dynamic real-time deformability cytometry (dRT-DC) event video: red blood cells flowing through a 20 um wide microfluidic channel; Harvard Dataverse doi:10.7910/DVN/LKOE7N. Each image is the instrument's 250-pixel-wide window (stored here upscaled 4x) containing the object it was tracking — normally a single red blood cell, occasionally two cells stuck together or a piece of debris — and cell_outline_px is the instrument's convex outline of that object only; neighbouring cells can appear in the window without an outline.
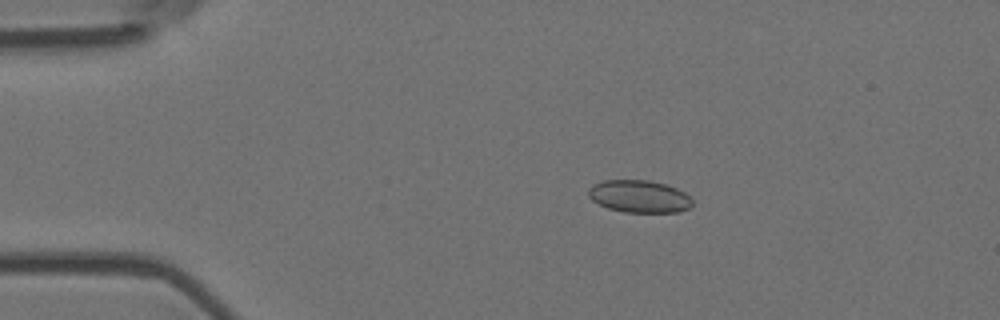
{"species": "Egyptian fruit bat (a non-hibernating species)", "species_latin": "Rousettus aegyptiacus", "temperature_condition": "room temperature", "stored_images_in_passage": 8, "camera_frame_rate_fps": 3000, "um_per_image_px": 0.085, "animal": {"sex": "female"}, "frame": {"image": 1, "passage_image": 4, "time_ms": 1.0, "image_size_px": [1000, 320], "cell_outline_px": [[692, 204], [688, 208], [680, 212], [624, 212], [608, 208], [592, 200], [588, 196], [588, 188], [592, 184], [604, 180], [648, 180], [664, 184], [676, 188], [684, 192], [692, 200]], "centroid_in_image_um": [54.31, 16.69], "position_along_channel_um": 30.7, "area_um2": 19.59}}
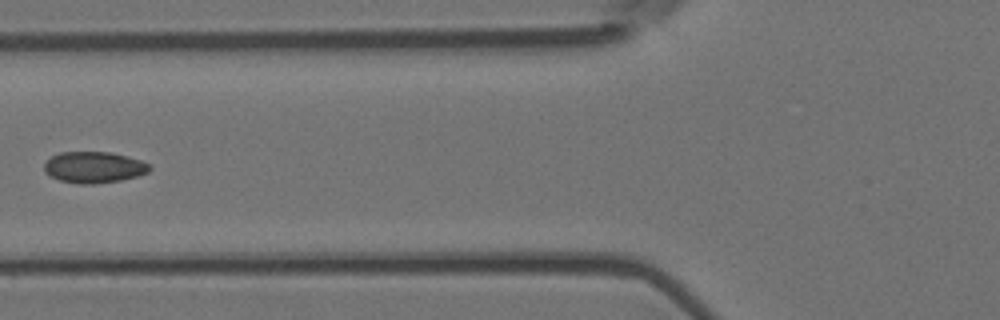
{"frame": {"image": 2, "passage_image": 7, "time_ms": 2.0, "image_size_px": [1000, 320], "cell_outline_px": [[152, 168], [148, 172], [136, 176], [120, 180], [92, 184], [76, 184], [60, 180], [48, 176], [44, 172], [44, 164], [52, 156], [60, 152], [112, 152], [128, 156], [152, 164]], "centroid_in_image_um": [7.99, 14.22], "position_along_channel_um": 117.8, "area_um2": 19.36}}
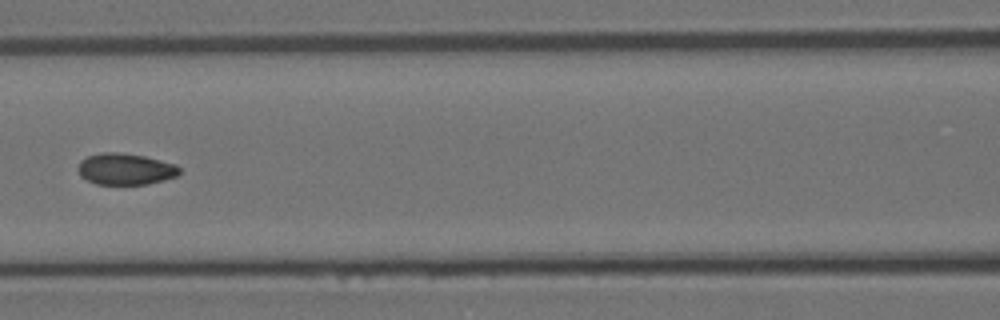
{"frame": {"image": 3, "passage_image": 8, "time_ms": 2.333, "image_size_px": [1000, 320], "cell_outline_px": [[180, 172], [176, 176], [164, 180], [148, 184], [96, 184], [80, 176], [76, 168], [80, 160], [88, 156], [100, 152], [120, 152], [144, 156], [176, 164], [180, 168]], "centroid_in_image_um": [10.63, 14.36], "position_along_channel_um": 156.0, "area_um2": 18.73}}